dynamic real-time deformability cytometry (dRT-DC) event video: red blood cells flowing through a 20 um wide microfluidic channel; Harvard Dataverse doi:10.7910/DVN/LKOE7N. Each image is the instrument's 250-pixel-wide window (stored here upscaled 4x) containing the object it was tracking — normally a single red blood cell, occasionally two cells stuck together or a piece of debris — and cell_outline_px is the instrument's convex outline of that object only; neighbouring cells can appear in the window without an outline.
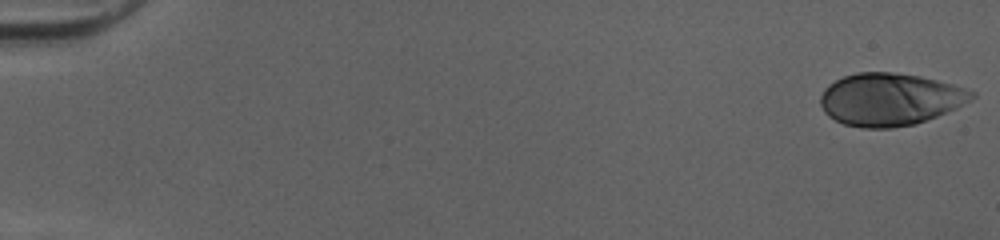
{"species": "human", "species_latin": "Homo sapiens", "temperature_condition": "cold", "stored_images_in_passage": 51, "camera_frame_rate_fps": 3000, "um_per_image_px": 0.085, "donor": {"sex": "female"}, "frame": {"image": 1, "passage_image": 1, "time_ms": 0.0, "image_size_px": [1000, 240], "cell_outline_px": [[976, 96], [956, 108], [916, 124], [892, 128], [860, 128], [844, 124], [828, 116], [824, 112], [820, 104], [820, 96], [824, 88], [828, 84], [844, 76], [856, 72], [892, 72], [920, 76], [952, 84], [976, 92]], "centroid_in_image_um": [75.61, 8.45], "position_along_channel_um": 9.4, "area_um2": 46.3}}
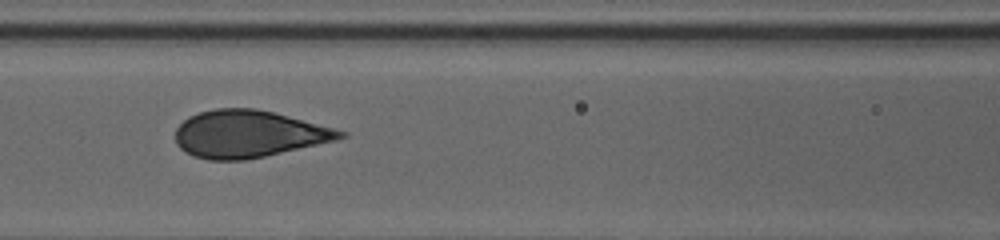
{"frame": {"image": 2, "passage_image": 24, "time_ms": 7.667, "image_size_px": [1000, 240], "cell_outline_px": [[348, 136], [336, 140], [264, 156], [244, 160], [208, 160], [196, 156], [180, 148], [176, 140], [176, 128], [188, 116], [200, 112], [216, 108], [256, 108], [272, 112], [348, 132]], "centroid_in_image_um": [21.11, 11.38], "position_along_channel_um": 145.5, "area_um2": 44.74}}
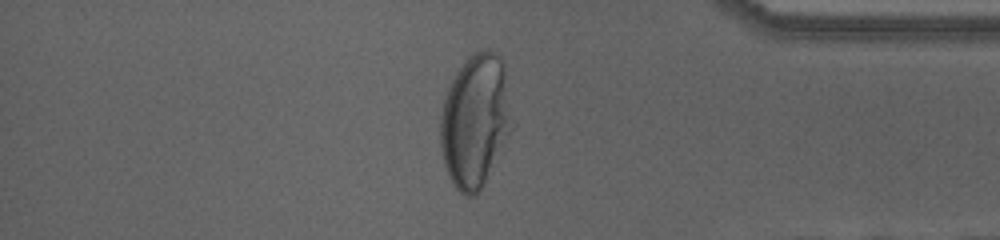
{"frame": {"image": 3, "passage_image": 44, "time_ms": 14.333, "image_size_px": [1000, 240], "cell_outline_px": [[516, 124], [480, 192], [476, 196], [464, 196], [452, 184], [444, 164], [440, 148], [440, 116], [444, 96], [456, 72], [464, 60], [468, 56], [476, 52], [496, 52], [504, 64]], "centroid_in_image_um": [40.43, 10.3], "position_along_channel_um": 394.8, "area_um2": 56.76}, "authors_computed_cell_mechanics": {"area_um2": 45.951, "velocity_mm_per_s": 4.0368, "shape_relaxation_time_tau1_ms": 4.6591, "shape_relaxation_time_tau2_ms": null, "deformation_change_tau1": 0.224, "deformation_change_tau2": null}}